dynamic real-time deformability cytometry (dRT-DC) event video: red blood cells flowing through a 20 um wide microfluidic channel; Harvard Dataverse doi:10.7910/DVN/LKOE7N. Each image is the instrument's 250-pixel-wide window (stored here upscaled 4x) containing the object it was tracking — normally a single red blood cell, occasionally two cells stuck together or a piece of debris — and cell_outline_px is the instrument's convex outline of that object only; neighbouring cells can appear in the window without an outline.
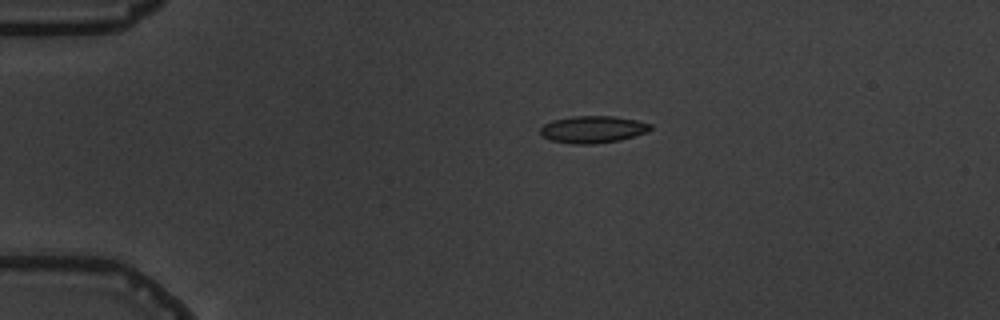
{"species": "common noctule bat (a hibernating species)", "species_latin": "Nyctalus noctula", "temperature_condition": "warm", "stored_images_in_passage": 4, "camera_frame_rate_fps": 3000, "um_per_image_px": 0.085, "animal": {"sex": "male", "body_mass_g": 19.5, "forearm_length_mm": 54.6}, "frame": {"image": 1, "passage_image": 2, "time_ms": 1.333, "image_size_px": [1000, 320], "cell_outline_px": [[652, 128], [644, 132], [620, 140], [596, 144], [572, 144], [552, 140], [540, 136], [540, 128], [544, 124], [552, 120], [572, 116], [612, 116], [636, 120], [652, 124]], "centroid_in_image_um": [50.34, 11.0], "position_along_channel_um": 34.7, "area_um2": 17.34}}